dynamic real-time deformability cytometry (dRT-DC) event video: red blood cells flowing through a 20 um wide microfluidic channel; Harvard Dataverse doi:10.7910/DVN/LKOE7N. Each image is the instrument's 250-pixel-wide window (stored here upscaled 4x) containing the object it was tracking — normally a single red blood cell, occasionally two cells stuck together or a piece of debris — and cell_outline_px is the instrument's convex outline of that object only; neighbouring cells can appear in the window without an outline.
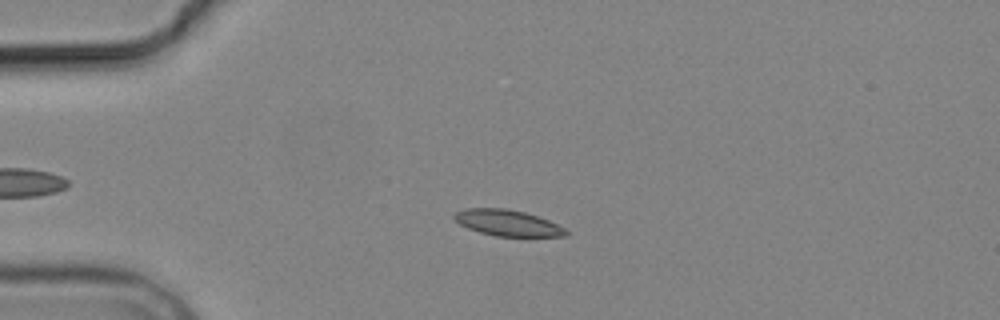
{"species": "common noctule bat (a hibernating species)", "species_latin": "Nyctalus noctula", "temperature_condition": "cold", "stored_images_in_passage": 7, "camera_frame_rate_fps": 3000, "um_per_image_px": 0.085, "animal": {"sex": "male", "body_mass_g": 19.2, "forearm_length_mm": 51.8}, "frame": {"image": 1, "passage_image": 6, "time_ms": 6.667, "image_size_px": [1000, 320], "cell_outline_px": [[568, 236], [496, 236], [480, 232], [468, 228], [452, 220], [452, 216], [456, 212], [464, 208], [504, 208], [524, 212], [548, 220], [564, 228], [568, 232]], "centroid_in_image_um": [43.09, 18.94], "position_along_channel_um": 41.9, "area_um2": 16.88}}